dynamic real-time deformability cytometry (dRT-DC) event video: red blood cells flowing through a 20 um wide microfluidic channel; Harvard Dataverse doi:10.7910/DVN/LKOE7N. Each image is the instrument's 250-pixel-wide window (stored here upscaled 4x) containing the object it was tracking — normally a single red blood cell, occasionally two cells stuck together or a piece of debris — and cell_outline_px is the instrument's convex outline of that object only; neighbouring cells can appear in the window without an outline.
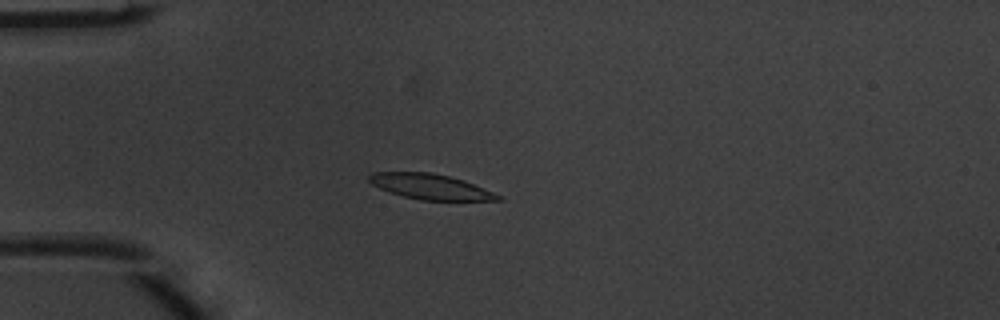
{"species": "common noctule bat (a hibernating species)", "species_latin": "Nyctalus noctula", "temperature_condition": "warm", "stored_images_in_passage": 5, "camera_frame_rate_fps": 3000, "um_per_image_px": 0.085, "animal": {"sex": "male", "body_mass_g": 20.1, "forearm_length_mm": 53.5}, "frame": {"image": 1, "passage_image": 4, "time_ms": 1.0, "image_size_px": [1000, 320], "cell_outline_px": [[504, 200], [420, 200], [388, 192], [372, 184], [368, 180], [368, 176], [372, 172], [432, 172], [464, 180], [504, 196]], "centroid_in_image_um": [36.61, 15.86], "position_along_channel_um": 48.4, "area_um2": 19.07}}